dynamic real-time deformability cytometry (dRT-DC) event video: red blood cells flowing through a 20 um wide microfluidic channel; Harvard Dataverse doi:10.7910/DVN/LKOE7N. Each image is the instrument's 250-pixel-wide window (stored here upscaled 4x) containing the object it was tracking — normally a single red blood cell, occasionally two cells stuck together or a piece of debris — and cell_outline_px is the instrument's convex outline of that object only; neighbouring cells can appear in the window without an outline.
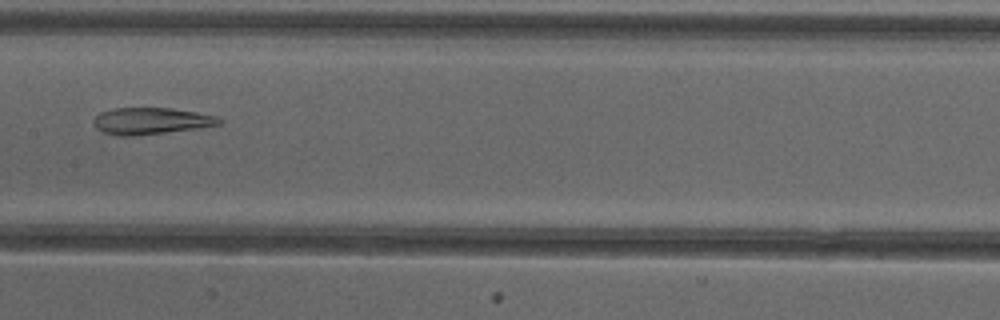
{"species": "common noctule bat (a hibernating species)", "species_latin": "Nyctalus noctula", "temperature_condition": "cold", "stored_images_in_passage": 51, "segment_of_instrument_passage": [2, 2], "camera_frame_rate_fps": 3000, "um_per_image_px": 0.085, "animal": {"sex": "female"}, "frame": {"image": 1, "passage_image": 26, "time_ms": 8.333, "image_size_px": [1000, 320], "cell_outline_px": [[224, 120], [220, 124], [200, 128], [132, 136], [120, 136], [104, 132], [96, 128], [92, 124], [92, 120], [100, 112], [112, 108], [172, 108], [196, 112], [216, 116]], "centroid_in_image_um": [12.82, 10.28], "position_along_channel_um": 194.6, "area_um2": 19.59}}
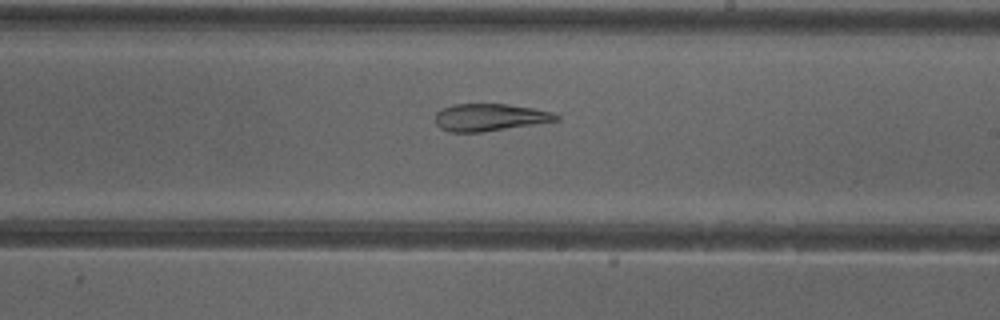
{"frame": {"image": 2, "passage_image": 30, "time_ms": 9.667, "image_size_px": [1000, 320], "cell_outline_px": [[560, 120], [484, 132], [448, 132], [440, 128], [436, 124], [436, 112], [440, 108], [452, 104], [508, 104], [532, 108], [552, 112], [560, 116]], "centroid_in_image_um": [41.6, 9.97], "position_along_channel_um": 247.4, "area_um2": 19.36}}
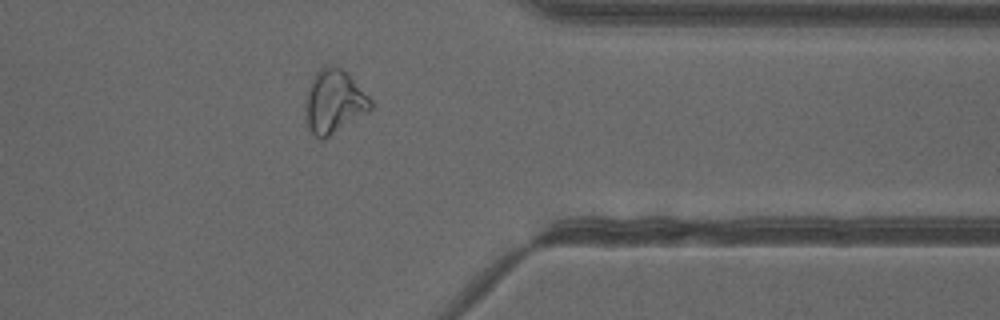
{"frame": {"image": 3, "passage_image": 41, "time_ms": 13.333, "image_size_px": [1000, 320], "cell_outline_px": [[372, 108], [368, 112], [324, 140], [320, 140], [308, 128], [304, 112], [304, 100], [308, 88], [316, 72], [324, 64], [344, 68], [372, 100]], "centroid_in_image_um": [28.37, 8.63], "position_along_channel_um": 383.0, "area_um2": 24.57}}